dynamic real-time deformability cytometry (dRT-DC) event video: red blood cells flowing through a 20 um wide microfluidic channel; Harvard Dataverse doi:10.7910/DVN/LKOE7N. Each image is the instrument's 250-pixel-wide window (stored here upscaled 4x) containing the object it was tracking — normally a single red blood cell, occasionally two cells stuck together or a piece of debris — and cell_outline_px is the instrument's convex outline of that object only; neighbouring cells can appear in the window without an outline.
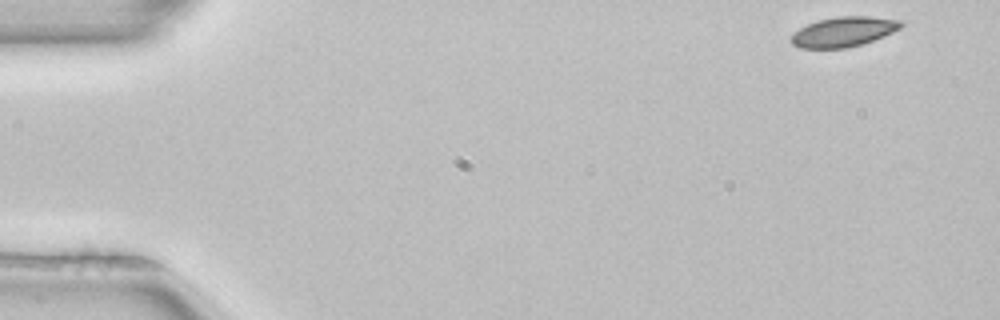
{"species": "common noctule bat (a hibernating species)", "species_latin": "Nyctalus noctula", "temperature_condition": "room temperature", "stored_images_in_passage": 50, "camera_frame_rate_fps": 3000, "um_per_image_px": 0.085, "animal": {"sex": "female", "body_mass_g": 22.7, "forearm_length_mm": 54.2}, "frame": {"image": 1, "passage_image": 1, "time_ms": 0.0, "image_size_px": [1000, 320], "cell_outline_px": [[904, 24], [900, 28], [884, 36], [860, 44], [844, 48], [800, 48], [792, 44], [788, 40], [800, 28], [808, 24], [820, 20], [836, 16], [868, 16], [904, 20]], "centroid_in_image_um": [71.72, 2.69], "position_along_channel_um": 13.3, "area_um2": 19.02}}
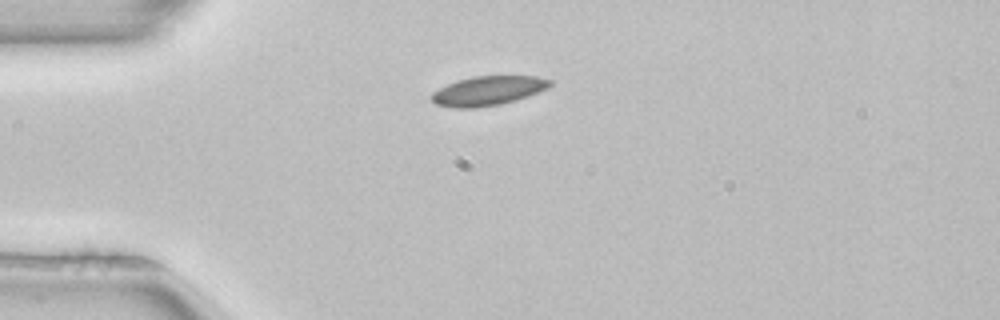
{"frame": {"image": 2, "passage_image": 11, "time_ms": 3.333, "image_size_px": [1000, 320], "cell_outline_px": [[552, 84], [548, 88], [528, 96], [516, 100], [500, 104], [476, 108], [452, 108], [436, 104], [432, 100], [432, 92], [456, 80], [472, 76], [536, 76], [552, 80]], "centroid_in_image_um": [41.49, 7.71], "position_along_channel_um": 43.5, "area_um2": 20.29}}
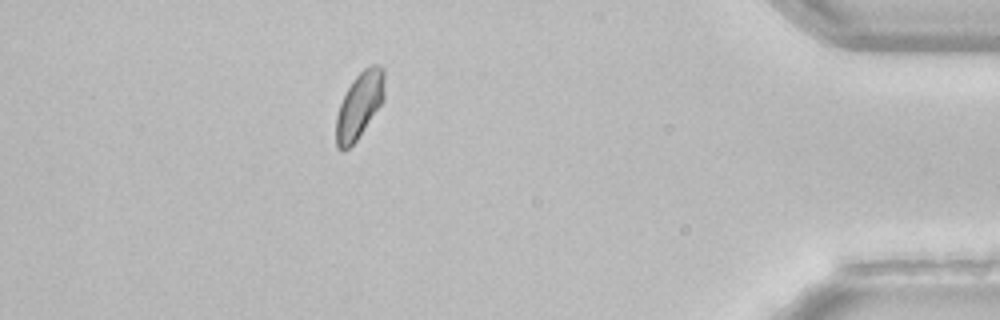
{"frame": {"image": 3, "passage_image": 44, "time_ms": 14.333, "image_size_px": [1000, 320], "cell_outline_px": [[384, 100], [356, 140], [344, 152], [340, 152], [336, 148], [336, 116], [340, 104], [352, 80], [364, 68], [372, 64], [380, 64], [384, 68]], "centroid_in_image_um": [30.55, 8.94], "position_along_channel_um": 404.7, "area_um2": 18.67}, "authors_computed_cell_mechanics": {"area_um2": 19.4497, "velocity_mm_per_s": 3.9391, "shape_relaxation_time_tau1_ms": 3.0985, "shape_relaxation_time_tau2_ms": null, "deformation_change_tau1": 0.0552, "deformation_change_tau2": null}}